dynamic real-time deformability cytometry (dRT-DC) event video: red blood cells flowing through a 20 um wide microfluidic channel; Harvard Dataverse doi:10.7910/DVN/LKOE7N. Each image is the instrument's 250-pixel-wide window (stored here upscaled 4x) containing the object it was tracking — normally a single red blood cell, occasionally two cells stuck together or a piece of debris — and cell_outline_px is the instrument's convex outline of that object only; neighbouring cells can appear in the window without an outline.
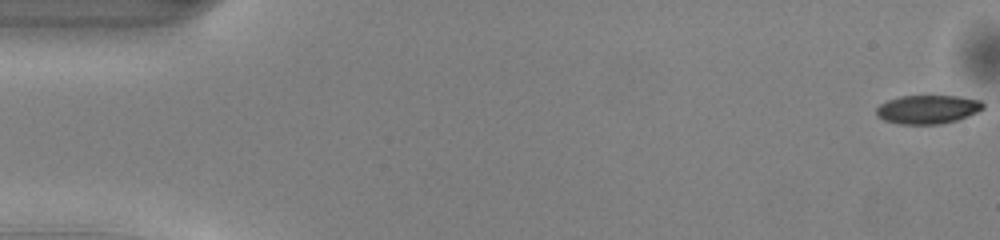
{"species": "common noctule bat (a hibernating species)", "species_latin": "Nyctalus noctula", "temperature_condition": "warm", "stored_images_in_passage": 51, "camera_frame_rate_fps": 3000, "um_per_image_px": 0.085, "animal": {"sex": "male", "body_mass_g": 13.0, "forearm_length_mm": 53.1}, "frame": {"image": 1, "passage_image": 1, "time_ms": 0.0, "image_size_px": [1000, 240], "cell_outline_px": [[984, 108], [968, 116], [956, 120], [940, 124], [900, 124], [884, 120], [876, 116], [876, 108], [880, 104], [888, 100], [900, 96], [960, 96], [980, 100], [984, 104]], "centroid_in_image_um": [78.84, 9.29], "position_along_channel_um": 6.2, "area_um2": 17.86}}
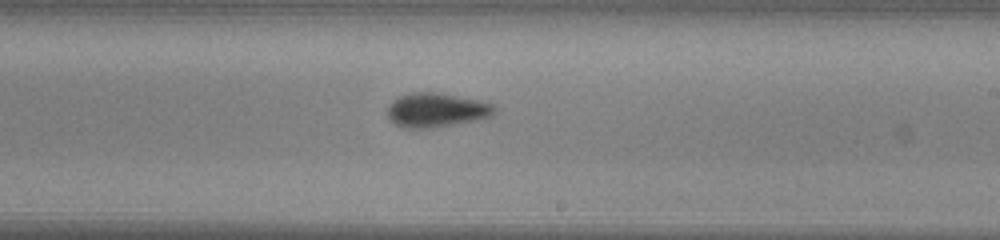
{"frame": {"image": 2, "passage_image": 30, "time_ms": 9.667, "image_size_px": [1000, 240], "cell_outline_px": [[496, 108], [492, 116], [432, 128], [404, 128], [396, 124], [388, 116], [388, 104], [392, 100], [400, 96], [412, 92], [440, 92], [480, 100], [496, 104]], "centroid_in_image_um": [37.1, 9.33], "position_along_channel_um": 251.9, "area_um2": 21.33}}
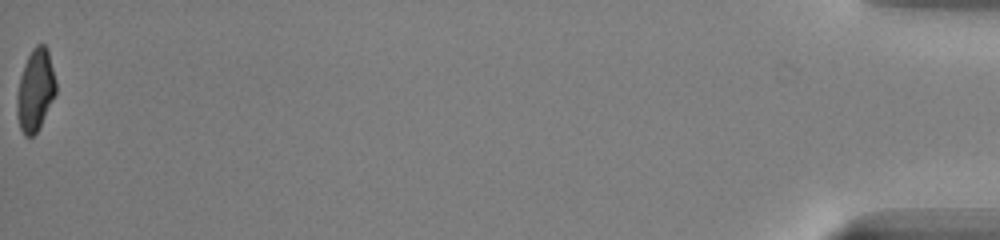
{"frame": {"image": 3, "passage_image": 51, "time_ms": 16.667, "image_size_px": [1000, 240], "cell_outline_px": [[56, 92], [36, 132], [32, 136], [24, 136], [20, 128], [16, 112], [16, 96], [20, 76], [24, 64], [32, 48], [36, 44], [44, 44], [48, 48], [56, 80]], "centroid_in_image_um": [2.99, 7.62], "position_along_channel_um": 432.2, "area_um2": 18.55}, "authors_computed_cell_mechanics": {"area_um2": 19.7098, "velocity_mm_per_s": 4.1034, "shape_relaxation_time_tau1_ms": 3.6473, "shape_relaxation_time_tau2_ms": 3.7354, "deformation_change_tau1": 0.1409, "deformation_change_tau2": 0.1062}}